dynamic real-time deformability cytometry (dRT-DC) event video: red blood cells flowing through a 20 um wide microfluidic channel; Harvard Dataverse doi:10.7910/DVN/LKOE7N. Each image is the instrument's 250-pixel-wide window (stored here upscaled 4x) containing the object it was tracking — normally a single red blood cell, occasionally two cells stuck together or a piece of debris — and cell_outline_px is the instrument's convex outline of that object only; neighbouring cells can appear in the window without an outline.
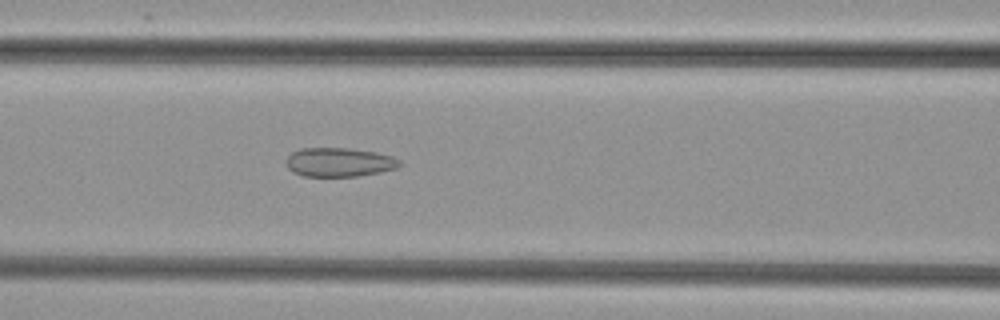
{"species": "common noctule bat (a hibernating species)", "species_latin": "Nyctalus noctula", "temperature_condition": "cold", "stored_images_in_passage": 47, "camera_frame_rate_fps": 3000, "um_per_image_px": 0.085, "animal": {"sex": "female", "body_mass_g": 29.2, "forearm_length_mm": 56.3}, "frame": {"image": 1, "passage_image": 18, "time_ms": 5.667, "image_size_px": [1000, 320], "cell_outline_px": [[404, 164], [396, 168], [380, 172], [356, 176], [304, 176], [292, 172], [288, 168], [284, 160], [292, 152], [300, 148], [348, 148], [376, 152], [392, 156], [400, 160]], "centroid_in_image_um": [28.82, 13.78], "position_along_channel_um": 137.8, "area_um2": 19.31}}
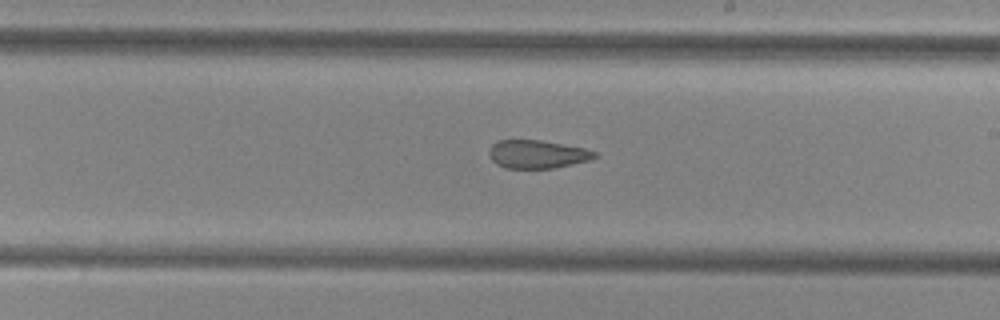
{"frame": {"image": 2, "passage_image": 26, "time_ms": 8.333, "image_size_px": [1000, 320], "cell_outline_px": [[600, 156], [592, 160], [552, 168], [504, 168], [496, 164], [492, 160], [488, 152], [492, 144], [496, 140], [540, 140], [584, 148], [596, 152]], "centroid_in_image_um": [45.67, 13.11], "position_along_channel_um": 243.3, "area_um2": 17.46}}
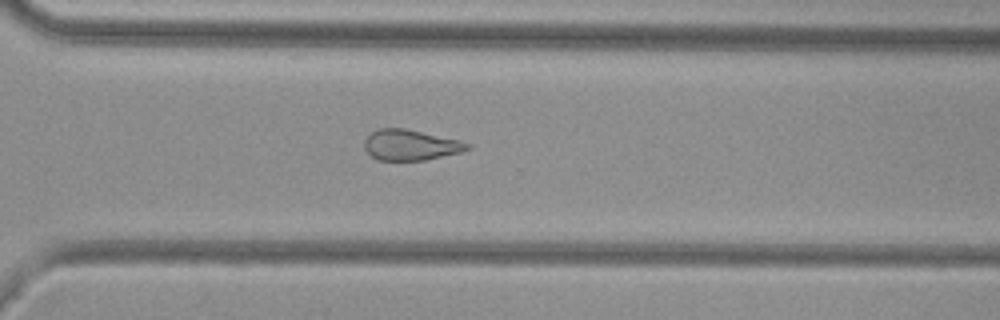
{"frame": {"image": 3, "passage_image": 33, "time_ms": 10.667, "image_size_px": [1000, 320], "cell_outline_px": [[472, 148], [460, 152], [424, 160], [376, 160], [364, 148], [364, 140], [372, 132], [380, 128], [404, 128], [460, 140], [472, 144]], "centroid_in_image_um": [34.91, 12.32], "position_along_channel_um": 335.7, "area_um2": 18.32}}